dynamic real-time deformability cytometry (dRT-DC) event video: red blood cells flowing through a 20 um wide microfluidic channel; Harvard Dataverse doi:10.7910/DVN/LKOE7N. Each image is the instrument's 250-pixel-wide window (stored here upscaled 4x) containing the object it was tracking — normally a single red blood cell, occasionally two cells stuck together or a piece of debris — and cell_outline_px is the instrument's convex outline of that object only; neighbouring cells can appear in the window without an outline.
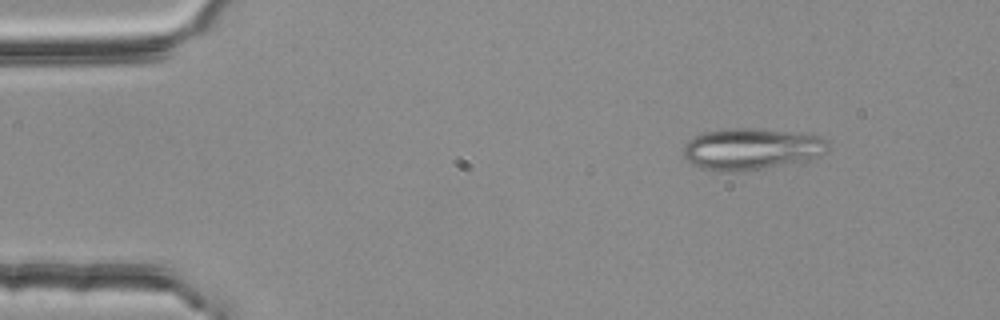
{"species": "common noctule bat (a hibernating species)", "species_latin": "Nyctalus noctula", "temperature_condition": "room temperature", "stored_images_in_passage": 4, "camera_frame_rate_fps": 3000, "um_per_image_px": 0.085, "animal": {"sex": "female", "body_mass_g": 25.1}, "frame": {"image": 1, "passage_image": 2, "time_ms": 0.333, "image_size_px": [1000, 320], "cell_outline_px": [[828, 144], [824, 152], [820, 156], [804, 160], [760, 168], [732, 172], [720, 172], [700, 168], [692, 164], [684, 156], [684, 144], [692, 136], [708, 132], [732, 128], [752, 128], [808, 132], [820, 136], [828, 140]], "centroid_in_image_um": [63.87, 12.64], "position_along_channel_um": 21.1, "area_um2": 35.03}}